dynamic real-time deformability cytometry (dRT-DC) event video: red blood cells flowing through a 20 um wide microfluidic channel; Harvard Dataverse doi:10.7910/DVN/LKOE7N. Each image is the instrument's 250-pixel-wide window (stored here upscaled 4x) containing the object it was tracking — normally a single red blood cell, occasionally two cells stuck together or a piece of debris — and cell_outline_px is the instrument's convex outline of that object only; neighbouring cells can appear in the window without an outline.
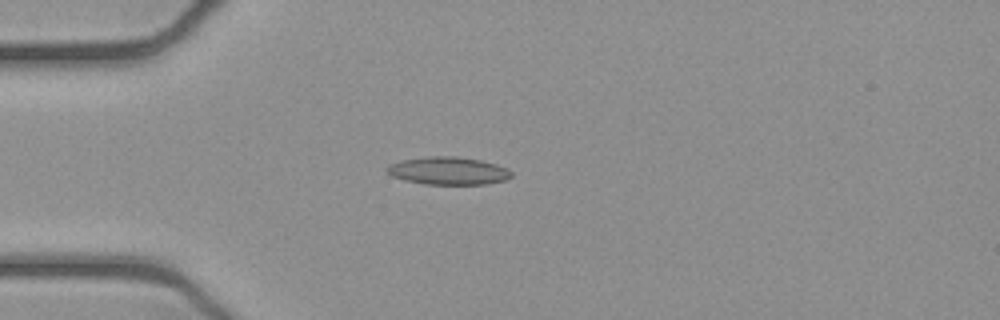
{"species": "common noctule bat (a hibernating species)", "species_latin": "Nyctalus noctula", "temperature_condition": "cold", "stored_images_in_passage": 39, "camera_frame_rate_fps": 3000, "um_per_image_px": 0.085, "animal": {"sex": "female", "body_mass_g": 21.9}, "frame": {"image": 1, "passage_image": 1, "time_ms": 0.0, "image_size_px": [1000, 320], "cell_outline_px": [[512, 176], [504, 180], [484, 184], [424, 184], [404, 180], [392, 176], [384, 168], [388, 164], [400, 160], [424, 156], [456, 156], [480, 160], [496, 164], [508, 168], [512, 172]], "centroid_in_image_um": [38.06, 14.5], "position_along_channel_um": 46.9, "area_um2": 20.29}}
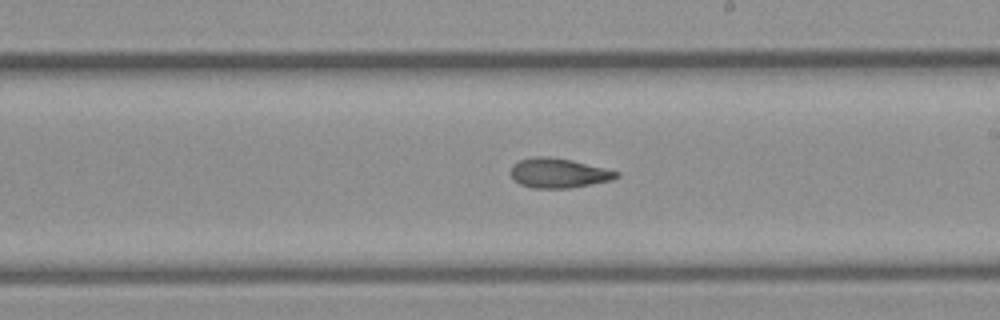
{"frame": {"image": 2, "passage_image": 17, "time_ms": 5.333, "image_size_px": [1000, 320], "cell_outline_px": [[620, 176], [612, 180], [568, 188], [532, 188], [520, 184], [508, 172], [512, 164], [520, 160], [536, 156], [548, 156], [572, 160], [620, 172]], "centroid_in_image_um": [47.45, 14.7], "position_along_channel_um": 241.5, "area_um2": 18.26}}
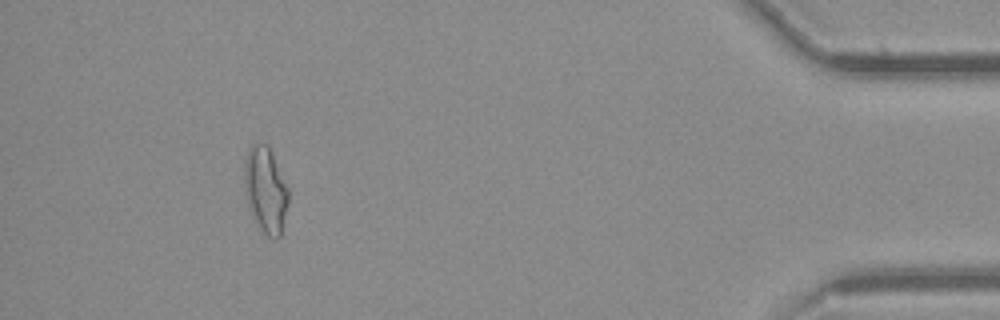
{"frame": {"image": 3, "passage_image": 35, "time_ms": 11.333, "image_size_px": [1000, 320], "cell_outline_px": [[288, 200], [280, 236], [276, 240], [268, 236], [256, 228], [244, 192], [244, 160], [248, 148], [256, 140], [268, 144], [272, 152], [288, 188]], "centroid_in_image_um": [22.53, 16.11], "position_along_channel_um": 412.7, "area_um2": 22.54}, "authors_computed_cell_mechanics": {"area_um2": 18.6694, "velocity_mm_per_s": 3.9259, "shape_relaxation_time_tau1_ms": null, "shape_relaxation_time_tau2_ms": 2.5277, "deformation_change_tau1": null, "deformation_change_tau2": 0.0935}}